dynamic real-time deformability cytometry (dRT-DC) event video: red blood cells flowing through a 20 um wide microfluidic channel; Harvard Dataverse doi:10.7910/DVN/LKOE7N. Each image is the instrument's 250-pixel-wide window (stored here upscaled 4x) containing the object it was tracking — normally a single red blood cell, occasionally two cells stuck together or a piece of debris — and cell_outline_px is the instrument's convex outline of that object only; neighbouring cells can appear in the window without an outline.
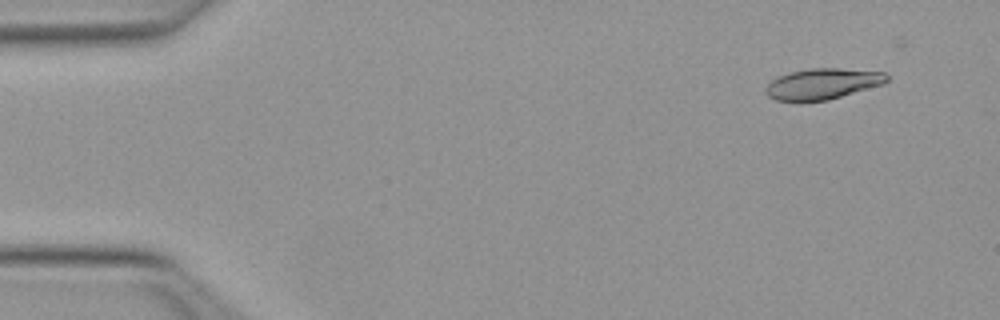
{"species": "Egyptian fruit bat (a non-hibernating species)", "species_latin": "Rousettus aegyptiacus", "temperature_condition": "warm", "stored_images_in_passage": 19, "camera_frame_rate_fps": 3000, "um_per_image_px": 0.085, "animal": {"sex": "female"}, "frame": {"image": 1, "passage_image": 4, "time_ms": 1.0, "image_size_px": [1000, 320], "cell_outline_px": [[888, 80], [884, 84], [828, 100], [776, 100], [768, 96], [764, 92], [764, 88], [776, 76], [808, 68], [840, 68], [884, 72], [888, 76]], "centroid_in_image_um": [69.92, 7.11], "position_along_channel_um": 15.1, "area_um2": 21.68}}
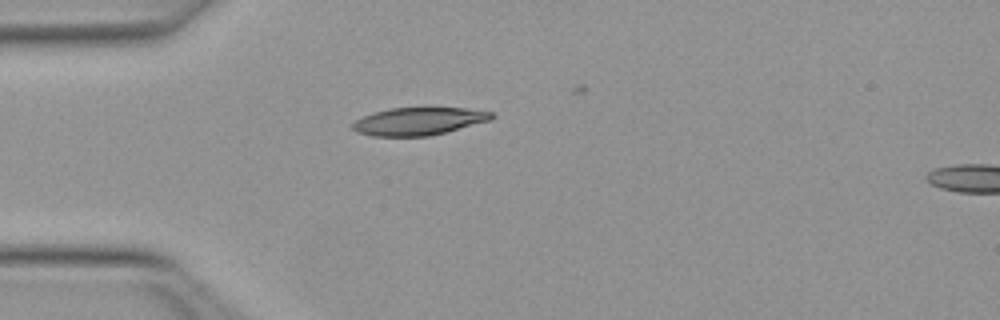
{"frame": {"image": 2, "passage_image": 14, "time_ms": 4.333, "image_size_px": [1000, 320], "cell_outline_px": [[496, 116], [492, 120], [428, 136], [372, 136], [356, 132], [352, 128], [352, 124], [356, 120], [372, 112], [392, 108], [468, 108], [492, 112]], "centroid_in_image_um": [35.59, 10.3], "position_along_channel_um": 49.4, "area_um2": 22.37}}
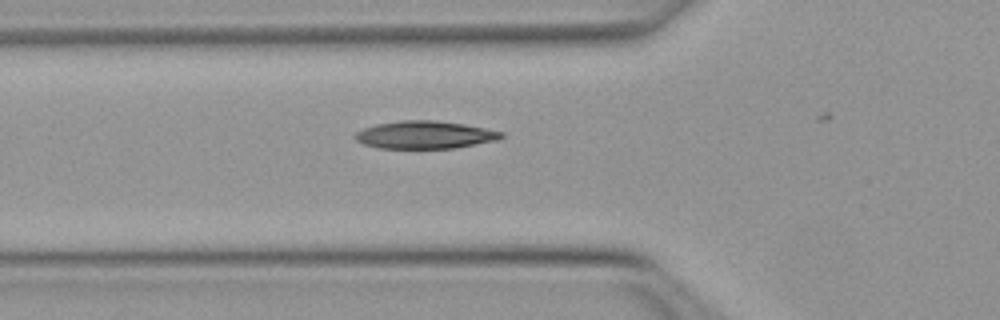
{"frame": {"image": 3, "passage_image": 18, "time_ms": 5.667, "image_size_px": [1000, 320], "cell_outline_px": [[504, 136], [500, 140], [456, 148], [376, 148], [364, 144], [356, 140], [352, 136], [356, 132], [364, 128], [376, 124], [400, 120], [432, 120], [464, 124], [504, 132]], "centroid_in_image_um": [36.12, 11.46], "position_along_channel_um": 89.7, "area_um2": 23.76}}